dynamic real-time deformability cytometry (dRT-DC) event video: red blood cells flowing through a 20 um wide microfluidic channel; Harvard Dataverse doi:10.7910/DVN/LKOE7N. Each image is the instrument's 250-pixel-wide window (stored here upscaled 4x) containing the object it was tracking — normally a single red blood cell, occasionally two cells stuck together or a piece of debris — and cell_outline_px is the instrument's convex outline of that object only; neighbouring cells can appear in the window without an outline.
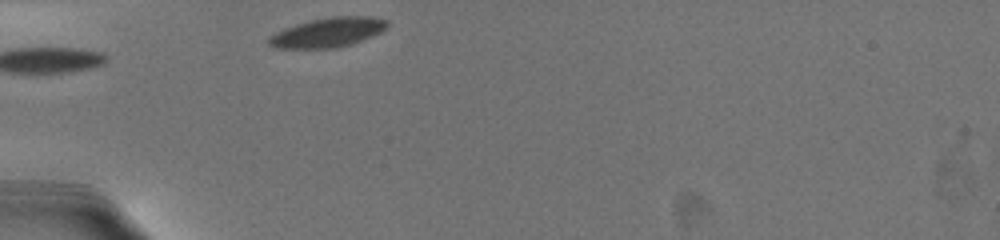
{"species": "common noctule bat (a hibernating species)", "species_latin": "Nyctalus noctula", "temperature_condition": "warm", "stored_images_in_passage": 4, "camera_frame_rate_fps": 3000, "um_per_image_px": 0.085, "animal": {"sex": "female", "body_mass_g": 19.5, "forearm_length_mm": 54.1}, "frame": {"image": 1, "passage_image": 1, "time_ms": 0.0, "image_size_px": [1000, 240], "cell_outline_px": [[388, 24], [380, 32], [372, 36], [352, 44], [336, 48], [276, 48], [268, 44], [268, 36], [284, 28], [296, 24], [328, 16], [368, 16], [388, 20]], "centroid_in_image_um": [27.85, 2.75], "position_along_channel_um": 57.2, "area_um2": 20.35}}